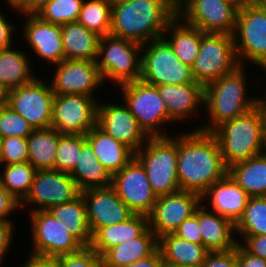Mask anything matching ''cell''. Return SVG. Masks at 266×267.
<instances>
[{"instance_id": "cell-1", "label": "cell", "mask_w": 266, "mask_h": 267, "mask_svg": "<svg viewBox=\"0 0 266 267\" xmlns=\"http://www.w3.org/2000/svg\"><path fill=\"white\" fill-rule=\"evenodd\" d=\"M195 130L177 135V176L180 190L202 195L228 173V168L214 135Z\"/></svg>"}, {"instance_id": "cell-2", "label": "cell", "mask_w": 266, "mask_h": 267, "mask_svg": "<svg viewBox=\"0 0 266 267\" xmlns=\"http://www.w3.org/2000/svg\"><path fill=\"white\" fill-rule=\"evenodd\" d=\"M113 36L145 44L163 37L177 15L176 0H130L111 3Z\"/></svg>"}, {"instance_id": "cell-3", "label": "cell", "mask_w": 266, "mask_h": 267, "mask_svg": "<svg viewBox=\"0 0 266 267\" xmlns=\"http://www.w3.org/2000/svg\"><path fill=\"white\" fill-rule=\"evenodd\" d=\"M242 66L204 86V106L211 124H204L197 130L212 132L223 122L240 117L258 106L261 98L246 96L247 81Z\"/></svg>"}, {"instance_id": "cell-4", "label": "cell", "mask_w": 266, "mask_h": 267, "mask_svg": "<svg viewBox=\"0 0 266 267\" xmlns=\"http://www.w3.org/2000/svg\"><path fill=\"white\" fill-rule=\"evenodd\" d=\"M262 99L246 114L228 120L211 133L217 139L224 165L248 160L262 153L263 148Z\"/></svg>"}, {"instance_id": "cell-5", "label": "cell", "mask_w": 266, "mask_h": 267, "mask_svg": "<svg viewBox=\"0 0 266 267\" xmlns=\"http://www.w3.org/2000/svg\"><path fill=\"white\" fill-rule=\"evenodd\" d=\"M134 157L143 166L157 197L180 190L177 176V136L149 137ZM144 149V150H143Z\"/></svg>"}, {"instance_id": "cell-6", "label": "cell", "mask_w": 266, "mask_h": 267, "mask_svg": "<svg viewBox=\"0 0 266 267\" xmlns=\"http://www.w3.org/2000/svg\"><path fill=\"white\" fill-rule=\"evenodd\" d=\"M141 49L142 44L132 40L111 34L100 37L96 64L103 82L109 78L119 86L140 80Z\"/></svg>"}, {"instance_id": "cell-7", "label": "cell", "mask_w": 266, "mask_h": 267, "mask_svg": "<svg viewBox=\"0 0 266 267\" xmlns=\"http://www.w3.org/2000/svg\"><path fill=\"white\" fill-rule=\"evenodd\" d=\"M149 43L143 44L141 49V81L153 86L198 83L193 78L192 68L178 59L163 37ZM144 45L148 46L145 52Z\"/></svg>"}, {"instance_id": "cell-8", "label": "cell", "mask_w": 266, "mask_h": 267, "mask_svg": "<svg viewBox=\"0 0 266 267\" xmlns=\"http://www.w3.org/2000/svg\"><path fill=\"white\" fill-rule=\"evenodd\" d=\"M238 66L233 35L201 31L199 52L191 67L196 82L205 86Z\"/></svg>"}, {"instance_id": "cell-9", "label": "cell", "mask_w": 266, "mask_h": 267, "mask_svg": "<svg viewBox=\"0 0 266 267\" xmlns=\"http://www.w3.org/2000/svg\"><path fill=\"white\" fill-rule=\"evenodd\" d=\"M233 37L239 65L246 58L266 70V13L256 2L239 6Z\"/></svg>"}, {"instance_id": "cell-10", "label": "cell", "mask_w": 266, "mask_h": 267, "mask_svg": "<svg viewBox=\"0 0 266 267\" xmlns=\"http://www.w3.org/2000/svg\"><path fill=\"white\" fill-rule=\"evenodd\" d=\"M238 9L232 0H176L177 15L204 33L233 35Z\"/></svg>"}, {"instance_id": "cell-11", "label": "cell", "mask_w": 266, "mask_h": 267, "mask_svg": "<svg viewBox=\"0 0 266 267\" xmlns=\"http://www.w3.org/2000/svg\"><path fill=\"white\" fill-rule=\"evenodd\" d=\"M126 106L136 118L139 127L148 137H168L159 132L164 122L172 121L156 86L141 80L120 85ZM162 124V125H161Z\"/></svg>"}, {"instance_id": "cell-12", "label": "cell", "mask_w": 266, "mask_h": 267, "mask_svg": "<svg viewBox=\"0 0 266 267\" xmlns=\"http://www.w3.org/2000/svg\"><path fill=\"white\" fill-rule=\"evenodd\" d=\"M30 214L34 243L32 254L57 258L84 247L68 232L64 222L57 220L48 210L31 211Z\"/></svg>"}, {"instance_id": "cell-13", "label": "cell", "mask_w": 266, "mask_h": 267, "mask_svg": "<svg viewBox=\"0 0 266 267\" xmlns=\"http://www.w3.org/2000/svg\"><path fill=\"white\" fill-rule=\"evenodd\" d=\"M54 96L49 83L35 78L28 84L10 89L8 105L34 129L48 128L52 125Z\"/></svg>"}, {"instance_id": "cell-14", "label": "cell", "mask_w": 266, "mask_h": 267, "mask_svg": "<svg viewBox=\"0 0 266 267\" xmlns=\"http://www.w3.org/2000/svg\"><path fill=\"white\" fill-rule=\"evenodd\" d=\"M96 103L93 97L82 94H55L51 127L60 134L86 135L97 124Z\"/></svg>"}, {"instance_id": "cell-15", "label": "cell", "mask_w": 266, "mask_h": 267, "mask_svg": "<svg viewBox=\"0 0 266 267\" xmlns=\"http://www.w3.org/2000/svg\"><path fill=\"white\" fill-rule=\"evenodd\" d=\"M111 186L134 214L148 216L158 198L150 186L143 166L135 157L112 175Z\"/></svg>"}, {"instance_id": "cell-16", "label": "cell", "mask_w": 266, "mask_h": 267, "mask_svg": "<svg viewBox=\"0 0 266 267\" xmlns=\"http://www.w3.org/2000/svg\"><path fill=\"white\" fill-rule=\"evenodd\" d=\"M200 203L201 195L192 191L179 190L159 196L148 215L149 228L157 238L174 233L183 221L195 213Z\"/></svg>"}, {"instance_id": "cell-17", "label": "cell", "mask_w": 266, "mask_h": 267, "mask_svg": "<svg viewBox=\"0 0 266 267\" xmlns=\"http://www.w3.org/2000/svg\"><path fill=\"white\" fill-rule=\"evenodd\" d=\"M80 194L81 191L69 173L55 169L37 170L30 191L20 203V207L33 203L38 205L39 209L36 207L30 211L49 210L72 201Z\"/></svg>"}, {"instance_id": "cell-18", "label": "cell", "mask_w": 266, "mask_h": 267, "mask_svg": "<svg viewBox=\"0 0 266 267\" xmlns=\"http://www.w3.org/2000/svg\"><path fill=\"white\" fill-rule=\"evenodd\" d=\"M51 88L58 95L82 94L93 97L103 83L96 61L64 59L56 64Z\"/></svg>"}, {"instance_id": "cell-19", "label": "cell", "mask_w": 266, "mask_h": 267, "mask_svg": "<svg viewBox=\"0 0 266 267\" xmlns=\"http://www.w3.org/2000/svg\"><path fill=\"white\" fill-rule=\"evenodd\" d=\"M92 236L103 227L126 221L134 213L112 186L81 191Z\"/></svg>"}, {"instance_id": "cell-20", "label": "cell", "mask_w": 266, "mask_h": 267, "mask_svg": "<svg viewBox=\"0 0 266 267\" xmlns=\"http://www.w3.org/2000/svg\"><path fill=\"white\" fill-rule=\"evenodd\" d=\"M97 104V125L134 153L138 151L149 137L139 127L129 108L126 105Z\"/></svg>"}, {"instance_id": "cell-21", "label": "cell", "mask_w": 266, "mask_h": 267, "mask_svg": "<svg viewBox=\"0 0 266 267\" xmlns=\"http://www.w3.org/2000/svg\"><path fill=\"white\" fill-rule=\"evenodd\" d=\"M23 35L30 48L39 57L52 64H59L65 59L62 43L61 25L48 23L35 14H26Z\"/></svg>"}, {"instance_id": "cell-22", "label": "cell", "mask_w": 266, "mask_h": 267, "mask_svg": "<svg viewBox=\"0 0 266 267\" xmlns=\"http://www.w3.org/2000/svg\"><path fill=\"white\" fill-rule=\"evenodd\" d=\"M202 202L209 198L214 212L236 224L242 217L250 196L227 173L202 195Z\"/></svg>"}, {"instance_id": "cell-23", "label": "cell", "mask_w": 266, "mask_h": 267, "mask_svg": "<svg viewBox=\"0 0 266 267\" xmlns=\"http://www.w3.org/2000/svg\"><path fill=\"white\" fill-rule=\"evenodd\" d=\"M156 87L172 122L188 118V114L191 115L199 105L204 103V86L199 82Z\"/></svg>"}, {"instance_id": "cell-24", "label": "cell", "mask_w": 266, "mask_h": 267, "mask_svg": "<svg viewBox=\"0 0 266 267\" xmlns=\"http://www.w3.org/2000/svg\"><path fill=\"white\" fill-rule=\"evenodd\" d=\"M202 204L197 208L198 225L202 234V244L210 251H229L240 242L234 239L232 232L235 224L223 216L212 214ZM232 234V235H231Z\"/></svg>"}, {"instance_id": "cell-25", "label": "cell", "mask_w": 266, "mask_h": 267, "mask_svg": "<svg viewBox=\"0 0 266 267\" xmlns=\"http://www.w3.org/2000/svg\"><path fill=\"white\" fill-rule=\"evenodd\" d=\"M85 137L100 163L111 175L119 172L134 157L129 147L108 135L97 124Z\"/></svg>"}, {"instance_id": "cell-26", "label": "cell", "mask_w": 266, "mask_h": 267, "mask_svg": "<svg viewBox=\"0 0 266 267\" xmlns=\"http://www.w3.org/2000/svg\"><path fill=\"white\" fill-rule=\"evenodd\" d=\"M148 227V216L133 214L124 222L100 228L92 236L90 247L102 256L111 247L139 237Z\"/></svg>"}, {"instance_id": "cell-27", "label": "cell", "mask_w": 266, "mask_h": 267, "mask_svg": "<svg viewBox=\"0 0 266 267\" xmlns=\"http://www.w3.org/2000/svg\"><path fill=\"white\" fill-rule=\"evenodd\" d=\"M164 265L199 267L210 252L203 244H196L181 239L173 233L158 238Z\"/></svg>"}, {"instance_id": "cell-28", "label": "cell", "mask_w": 266, "mask_h": 267, "mask_svg": "<svg viewBox=\"0 0 266 267\" xmlns=\"http://www.w3.org/2000/svg\"><path fill=\"white\" fill-rule=\"evenodd\" d=\"M69 174L80 191L112 184V175L100 163L85 135H82V148L77 164Z\"/></svg>"}, {"instance_id": "cell-29", "label": "cell", "mask_w": 266, "mask_h": 267, "mask_svg": "<svg viewBox=\"0 0 266 267\" xmlns=\"http://www.w3.org/2000/svg\"><path fill=\"white\" fill-rule=\"evenodd\" d=\"M158 248V238L148 227L139 237L108 249L102 257L103 267H125L150 256Z\"/></svg>"}, {"instance_id": "cell-30", "label": "cell", "mask_w": 266, "mask_h": 267, "mask_svg": "<svg viewBox=\"0 0 266 267\" xmlns=\"http://www.w3.org/2000/svg\"><path fill=\"white\" fill-rule=\"evenodd\" d=\"M65 59L96 61L100 36L78 22L61 25Z\"/></svg>"}, {"instance_id": "cell-31", "label": "cell", "mask_w": 266, "mask_h": 267, "mask_svg": "<svg viewBox=\"0 0 266 267\" xmlns=\"http://www.w3.org/2000/svg\"><path fill=\"white\" fill-rule=\"evenodd\" d=\"M180 20L181 18L179 19V16L176 15L168 23L167 29L164 32L167 35L168 32L171 33V37L166 39V36L163 35V38L170 44L178 59L192 67L201 44V30Z\"/></svg>"}, {"instance_id": "cell-32", "label": "cell", "mask_w": 266, "mask_h": 267, "mask_svg": "<svg viewBox=\"0 0 266 267\" xmlns=\"http://www.w3.org/2000/svg\"><path fill=\"white\" fill-rule=\"evenodd\" d=\"M228 174L250 197L266 196V154L231 165Z\"/></svg>"}, {"instance_id": "cell-33", "label": "cell", "mask_w": 266, "mask_h": 267, "mask_svg": "<svg viewBox=\"0 0 266 267\" xmlns=\"http://www.w3.org/2000/svg\"><path fill=\"white\" fill-rule=\"evenodd\" d=\"M57 220L64 222L71 233L84 247H90L92 234L86 213V206L82 195L70 202L51 207L48 210Z\"/></svg>"}, {"instance_id": "cell-34", "label": "cell", "mask_w": 266, "mask_h": 267, "mask_svg": "<svg viewBox=\"0 0 266 267\" xmlns=\"http://www.w3.org/2000/svg\"><path fill=\"white\" fill-rule=\"evenodd\" d=\"M61 134L52 127L34 129L27 137L28 162L37 170L55 169L56 149Z\"/></svg>"}, {"instance_id": "cell-35", "label": "cell", "mask_w": 266, "mask_h": 267, "mask_svg": "<svg viewBox=\"0 0 266 267\" xmlns=\"http://www.w3.org/2000/svg\"><path fill=\"white\" fill-rule=\"evenodd\" d=\"M24 52L12 47L0 49V83L9 89L28 84L35 79Z\"/></svg>"}, {"instance_id": "cell-36", "label": "cell", "mask_w": 266, "mask_h": 267, "mask_svg": "<svg viewBox=\"0 0 266 267\" xmlns=\"http://www.w3.org/2000/svg\"><path fill=\"white\" fill-rule=\"evenodd\" d=\"M0 174L2 186L21 203L30 191L37 169L27 162L6 164Z\"/></svg>"}, {"instance_id": "cell-37", "label": "cell", "mask_w": 266, "mask_h": 267, "mask_svg": "<svg viewBox=\"0 0 266 267\" xmlns=\"http://www.w3.org/2000/svg\"><path fill=\"white\" fill-rule=\"evenodd\" d=\"M111 6L110 0H85L77 22L100 37L108 35L111 30Z\"/></svg>"}, {"instance_id": "cell-38", "label": "cell", "mask_w": 266, "mask_h": 267, "mask_svg": "<svg viewBox=\"0 0 266 267\" xmlns=\"http://www.w3.org/2000/svg\"><path fill=\"white\" fill-rule=\"evenodd\" d=\"M241 235L266 234V196L250 197L242 217L235 224Z\"/></svg>"}, {"instance_id": "cell-39", "label": "cell", "mask_w": 266, "mask_h": 267, "mask_svg": "<svg viewBox=\"0 0 266 267\" xmlns=\"http://www.w3.org/2000/svg\"><path fill=\"white\" fill-rule=\"evenodd\" d=\"M84 0H50L35 15L45 22L63 25L77 22Z\"/></svg>"}, {"instance_id": "cell-40", "label": "cell", "mask_w": 266, "mask_h": 267, "mask_svg": "<svg viewBox=\"0 0 266 267\" xmlns=\"http://www.w3.org/2000/svg\"><path fill=\"white\" fill-rule=\"evenodd\" d=\"M82 134H61L56 149L55 170L70 173L79 158Z\"/></svg>"}, {"instance_id": "cell-41", "label": "cell", "mask_w": 266, "mask_h": 267, "mask_svg": "<svg viewBox=\"0 0 266 267\" xmlns=\"http://www.w3.org/2000/svg\"><path fill=\"white\" fill-rule=\"evenodd\" d=\"M34 128L9 105L0 108V135L6 137L27 138Z\"/></svg>"}, {"instance_id": "cell-42", "label": "cell", "mask_w": 266, "mask_h": 267, "mask_svg": "<svg viewBox=\"0 0 266 267\" xmlns=\"http://www.w3.org/2000/svg\"><path fill=\"white\" fill-rule=\"evenodd\" d=\"M28 161L27 138L6 137L2 139L0 164H15Z\"/></svg>"}, {"instance_id": "cell-43", "label": "cell", "mask_w": 266, "mask_h": 267, "mask_svg": "<svg viewBox=\"0 0 266 267\" xmlns=\"http://www.w3.org/2000/svg\"><path fill=\"white\" fill-rule=\"evenodd\" d=\"M60 267H101L102 257L91 247H83L81 250L68 255L57 257Z\"/></svg>"}, {"instance_id": "cell-44", "label": "cell", "mask_w": 266, "mask_h": 267, "mask_svg": "<svg viewBox=\"0 0 266 267\" xmlns=\"http://www.w3.org/2000/svg\"><path fill=\"white\" fill-rule=\"evenodd\" d=\"M173 234L192 243L202 244V234L198 225L197 209L191 217L180 224Z\"/></svg>"}, {"instance_id": "cell-45", "label": "cell", "mask_w": 266, "mask_h": 267, "mask_svg": "<svg viewBox=\"0 0 266 267\" xmlns=\"http://www.w3.org/2000/svg\"><path fill=\"white\" fill-rule=\"evenodd\" d=\"M199 267H237V246L229 251L209 252Z\"/></svg>"}, {"instance_id": "cell-46", "label": "cell", "mask_w": 266, "mask_h": 267, "mask_svg": "<svg viewBox=\"0 0 266 267\" xmlns=\"http://www.w3.org/2000/svg\"><path fill=\"white\" fill-rule=\"evenodd\" d=\"M242 245L249 253L266 259V234L265 235H242Z\"/></svg>"}, {"instance_id": "cell-47", "label": "cell", "mask_w": 266, "mask_h": 267, "mask_svg": "<svg viewBox=\"0 0 266 267\" xmlns=\"http://www.w3.org/2000/svg\"><path fill=\"white\" fill-rule=\"evenodd\" d=\"M16 208L20 209V203L2 186L0 181V220L9 221L7 217Z\"/></svg>"}, {"instance_id": "cell-48", "label": "cell", "mask_w": 266, "mask_h": 267, "mask_svg": "<svg viewBox=\"0 0 266 267\" xmlns=\"http://www.w3.org/2000/svg\"><path fill=\"white\" fill-rule=\"evenodd\" d=\"M237 267H266V259L249 253L241 243H237Z\"/></svg>"}, {"instance_id": "cell-49", "label": "cell", "mask_w": 266, "mask_h": 267, "mask_svg": "<svg viewBox=\"0 0 266 267\" xmlns=\"http://www.w3.org/2000/svg\"><path fill=\"white\" fill-rule=\"evenodd\" d=\"M13 223L10 221L0 220V262L4 259L7 254L8 248L11 245L12 233H13Z\"/></svg>"}, {"instance_id": "cell-50", "label": "cell", "mask_w": 266, "mask_h": 267, "mask_svg": "<svg viewBox=\"0 0 266 267\" xmlns=\"http://www.w3.org/2000/svg\"><path fill=\"white\" fill-rule=\"evenodd\" d=\"M30 258L25 261L23 267H60L59 259L56 257L41 256L30 254Z\"/></svg>"}, {"instance_id": "cell-51", "label": "cell", "mask_w": 266, "mask_h": 267, "mask_svg": "<svg viewBox=\"0 0 266 267\" xmlns=\"http://www.w3.org/2000/svg\"><path fill=\"white\" fill-rule=\"evenodd\" d=\"M5 18L3 13H0V49H6L12 46L11 40L15 28Z\"/></svg>"}, {"instance_id": "cell-52", "label": "cell", "mask_w": 266, "mask_h": 267, "mask_svg": "<svg viewBox=\"0 0 266 267\" xmlns=\"http://www.w3.org/2000/svg\"><path fill=\"white\" fill-rule=\"evenodd\" d=\"M125 267H164L160 250L157 248L150 256L142 258Z\"/></svg>"}, {"instance_id": "cell-53", "label": "cell", "mask_w": 266, "mask_h": 267, "mask_svg": "<svg viewBox=\"0 0 266 267\" xmlns=\"http://www.w3.org/2000/svg\"><path fill=\"white\" fill-rule=\"evenodd\" d=\"M50 0H26L17 11L22 12V14H35L39 9H41Z\"/></svg>"}, {"instance_id": "cell-54", "label": "cell", "mask_w": 266, "mask_h": 267, "mask_svg": "<svg viewBox=\"0 0 266 267\" xmlns=\"http://www.w3.org/2000/svg\"><path fill=\"white\" fill-rule=\"evenodd\" d=\"M262 118H263V148L262 153L266 154V97L262 98Z\"/></svg>"}, {"instance_id": "cell-55", "label": "cell", "mask_w": 266, "mask_h": 267, "mask_svg": "<svg viewBox=\"0 0 266 267\" xmlns=\"http://www.w3.org/2000/svg\"><path fill=\"white\" fill-rule=\"evenodd\" d=\"M9 88L0 83V108L8 105Z\"/></svg>"}, {"instance_id": "cell-56", "label": "cell", "mask_w": 266, "mask_h": 267, "mask_svg": "<svg viewBox=\"0 0 266 267\" xmlns=\"http://www.w3.org/2000/svg\"><path fill=\"white\" fill-rule=\"evenodd\" d=\"M26 0H6L10 7L18 10V8L25 2Z\"/></svg>"}, {"instance_id": "cell-57", "label": "cell", "mask_w": 266, "mask_h": 267, "mask_svg": "<svg viewBox=\"0 0 266 267\" xmlns=\"http://www.w3.org/2000/svg\"><path fill=\"white\" fill-rule=\"evenodd\" d=\"M253 2H256L266 13V0H253Z\"/></svg>"}, {"instance_id": "cell-58", "label": "cell", "mask_w": 266, "mask_h": 267, "mask_svg": "<svg viewBox=\"0 0 266 267\" xmlns=\"http://www.w3.org/2000/svg\"><path fill=\"white\" fill-rule=\"evenodd\" d=\"M232 1H234L239 6H243L244 4L253 2V0H232Z\"/></svg>"}, {"instance_id": "cell-59", "label": "cell", "mask_w": 266, "mask_h": 267, "mask_svg": "<svg viewBox=\"0 0 266 267\" xmlns=\"http://www.w3.org/2000/svg\"><path fill=\"white\" fill-rule=\"evenodd\" d=\"M127 1H130V0H110L111 3H123Z\"/></svg>"}, {"instance_id": "cell-60", "label": "cell", "mask_w": 266, "mask_h": 267, "mask_svg": "<svg viewBox=\"0 0 266 267\" xmlns=\"http://www.w3.org/2000/svg\"><path fill=\"white\" fill-rule=\"evenodd\" d=\"M2 136L0 135V159H1V151H2Z\"/></svg>"}, {"instance_id": "cell-61", "label": "cell", "mask_w": 266, "mask_h": 267, "mask_svg": "<svg viewBox=\"0 0 266 267\" xmlns=\"http://www.w3.org/2000/svg\"><path fill=\"white\" fill-rule=\"evenodd\" d=\"M164 267H188V266L164 265Z\"/></svg>"}]
</instances>
